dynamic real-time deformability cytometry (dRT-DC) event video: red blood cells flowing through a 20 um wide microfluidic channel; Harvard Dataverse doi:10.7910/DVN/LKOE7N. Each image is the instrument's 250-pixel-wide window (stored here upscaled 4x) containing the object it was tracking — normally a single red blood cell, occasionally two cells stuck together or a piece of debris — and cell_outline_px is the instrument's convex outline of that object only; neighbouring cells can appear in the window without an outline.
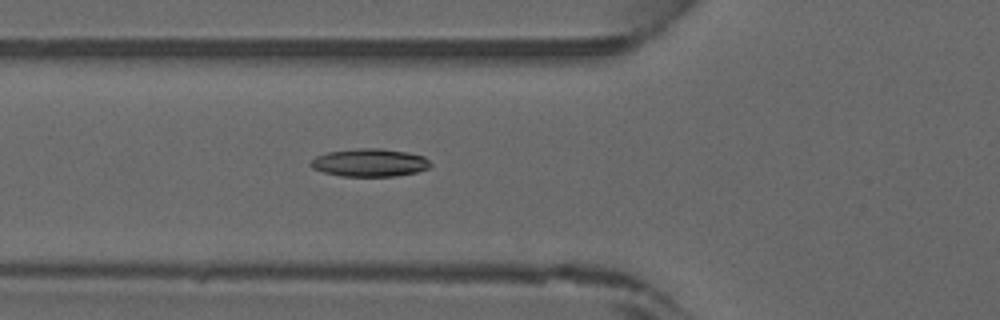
{"species": "common noctule bat (a hibernating species)", "species_latin": "Nyctalus noctula", "temperature_condition": "warm", "stored_images_in_passage": 31, "camera_frame_rate_fps": 3000, "um_per_image_px": 0.085, "animal": {"sex": "male", "forearm_length_mm": 52.5}, "frame": {"image": 1, "passage_image": 5, "time_ms": 1.333, "image_size_px": [1000, 320], "cell_outline_px": [[432, 164], [428, 168], [416, 172], [396, 176], [340, 176], [324, 172], [312, 168], [308, 164], [316, 156], [328, 152], [356, 148], [384, 148], [408, 152], [424, 156]], "centroid_in_image_um": [31.42, 13.82], "position_along_channel_um": 94.4, "area_um2": 19.59}}